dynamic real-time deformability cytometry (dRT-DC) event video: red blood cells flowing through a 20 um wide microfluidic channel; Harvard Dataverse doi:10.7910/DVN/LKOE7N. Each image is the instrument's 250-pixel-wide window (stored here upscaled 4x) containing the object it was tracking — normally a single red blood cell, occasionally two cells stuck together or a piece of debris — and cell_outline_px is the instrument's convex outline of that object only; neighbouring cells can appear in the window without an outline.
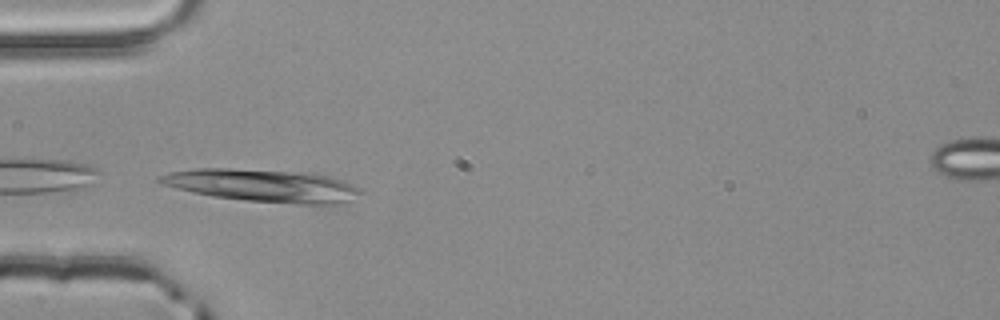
{"species": "common noctule bat (a hibernating species)", "species_latin": "Nyctalus noctula", "temperature_condition": "room temperature", "stored_images_in_passage": 3, "camera_frame_rate_fps": 3000, "um_per_image_px": 0.085, "animal": {"sex": "male", "body_mass_g": 20.4}, "frame": {"image": 1, "passage_image": 2, "time_ms": 0.333, "image_size_px": [1000, 320], "cell_outline_px": [[364, 192], [340, 204], [292, 204], [244, 200], [212, 196], [192, 192], [160, 184], [156, 180], [156, 176], [168, 172], [196, 168], [228, 168], [316, 172], [332, 176], [344, 180], [360, 188]], "centroid_in_image_um": [22.35, 15.75], "position_along_channel_um": 62.7, "area_um2": 38.96}}
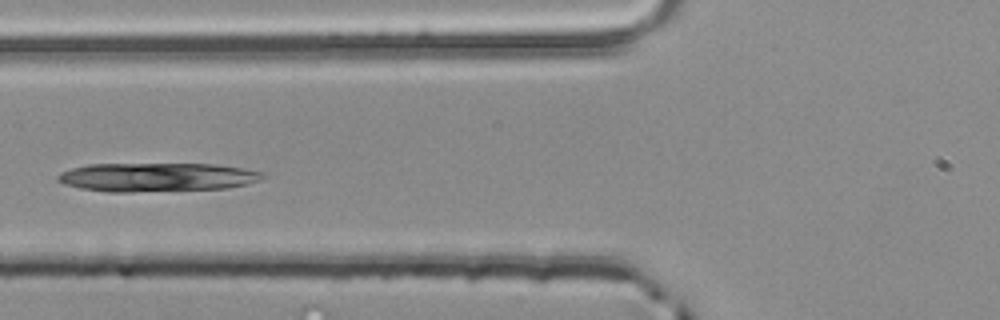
{"frame": {"image": 2, "passage_image": 3, "time_ms": 0.667, "image_size_px": [1000, 320], "cell_outline_px": [[268, 176], [260, 180], [228, 188], [132, 192], [108, 192], [80, 188], [64, 184], [56, 180], [56, 176], [60, 172], [72, 168], [88, 164], [212, 164], [240, 168], [264, 172]], "centroid_in_image_um": [13.31, 15.06], "position_along_channel_um": 112.5, "area_um2": 34.39}}